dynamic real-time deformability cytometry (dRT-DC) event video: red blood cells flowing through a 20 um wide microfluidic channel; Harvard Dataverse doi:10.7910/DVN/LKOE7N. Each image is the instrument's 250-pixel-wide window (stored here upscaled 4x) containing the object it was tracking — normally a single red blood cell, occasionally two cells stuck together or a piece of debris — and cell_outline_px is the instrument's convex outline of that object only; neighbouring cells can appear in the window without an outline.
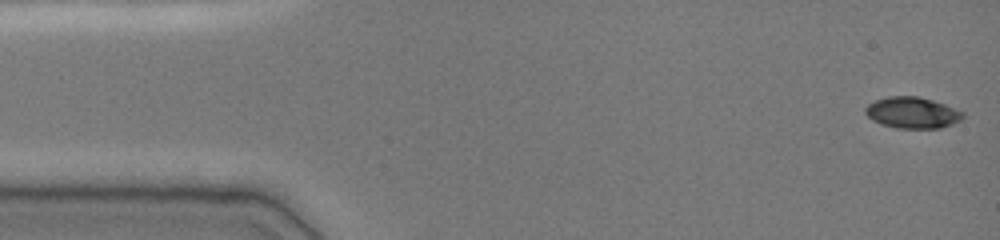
{"species": "common noctule bat (a hibernating species)", "species_latin": "Nyctalus noctula", "temperature_condition": "cold", "stored_images_in_passage": 27, "camera_frame_rate_fps": 3000, "um_per_image_px": 0.085, "animal": {"sex": "female", "body_mass_g": 19.0, "forearm_length_mm": 51.5}, "frame": {"image": 1, "passage_image": 1, "time_ms": 0.0, "image_size_px": [1000, 240], "cell_outline_px": [[964, 116], [960, 120], [952, 124], [940, 128], [896, 128], [880, 124], [872, 120], [864, 112], [864, 108], [868, 104], [876, 100], [888, 96], [920, 96], [944, 104], [964, 112]], "centroid_in_image_um": [77.53, 9.58], "position_along_channel_um": 7.5, "area_um2": 17.8}}
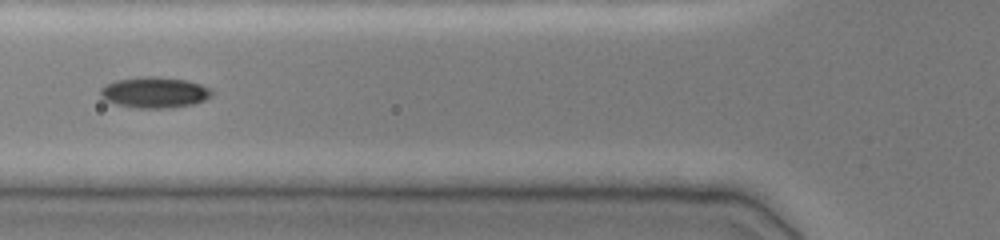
{"frame": {"image": 2, "passage_image": 18, "time_ms": 5.667, "image_size_px": [1000, 240], "cell_outline_px": [[212, 96], [204, 100], [192, 104], [172, 108], [136, 108], [116, 104], [100, 96], [100, 88], [104, 84], [116, 80], [144, 76], [156, 76], [184, 80], [200, 84], [212, 88]], "centroid_in_image_um": [13.13, 7.85], "position_along_channel_um": 112.7, "area_um2": 20.11}}
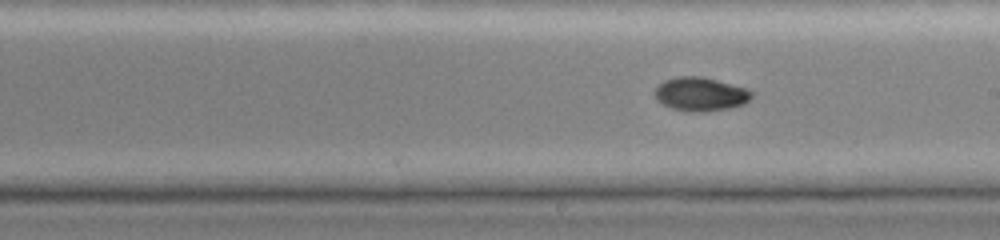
{"frame": {"image": 3, "passage_image": 27, "time_ms": 8.667, "image_size_px": [1000, 240], "cell_outline_px": [[756, 92], [744, 104], [728, 108], [704, 112], [696, 112], [672, 108], [656, 100], [652, 92], [664, 80], [676, 76], [700, 76], [716, 80], [744, 88]], "centroid_in_image_um": [59.52, 7.99], "position_along_channel_um": 229.5, "area_um2": 18.96}}